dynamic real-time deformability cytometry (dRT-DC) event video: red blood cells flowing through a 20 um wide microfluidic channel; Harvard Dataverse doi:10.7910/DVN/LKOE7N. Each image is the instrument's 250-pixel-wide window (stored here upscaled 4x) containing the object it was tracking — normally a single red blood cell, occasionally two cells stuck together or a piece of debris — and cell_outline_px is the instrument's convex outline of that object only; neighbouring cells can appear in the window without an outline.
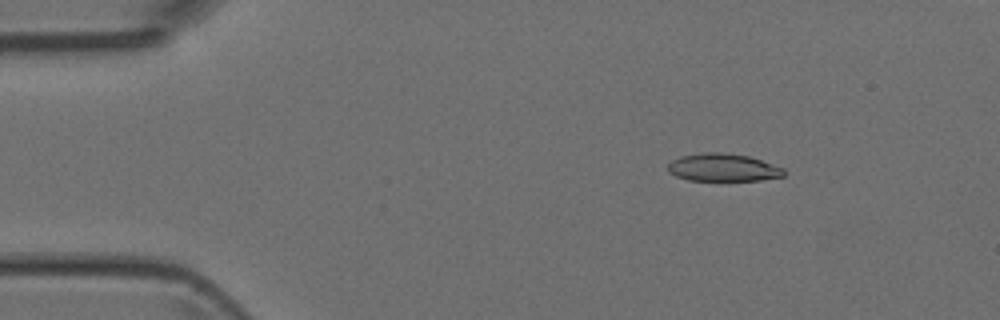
{"species": "Egyptian fruit bat (a non-hibernating species)", "species_latin": "Rousettus aegyptiacus", "temperature_condition": "room temperature", "stored_images_in_passage": 4, "segment_of_instrument_passage": [1, 2], "camera_frame_rate_fps": 3000, "um_per_image_px": 0.085, "animal": {"sex": "female"}, "frame": {"image": 1, "passage_image": 1, "time_ms": 0.0, "image_size_px": [1000, 320], "cell_outline_px": [[784, 176], [760, 180], [688, 180], [676, 176], [668, 172], [668, 164], [672, 160], [680, 156], [704, 152], [720, 152], [748, 156], [784, 168]], "centroid_in_image_um": [61.43, 14.23], "position_along_channel_um": 23.6, "area_um2": 18.61}}
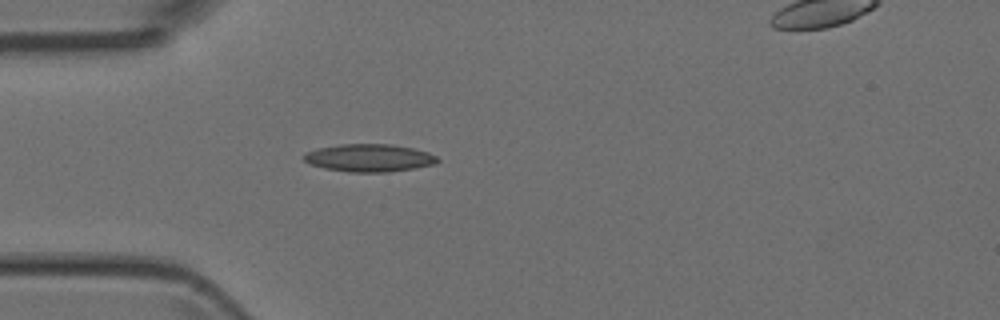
{"frame": {"image": 2, "passage_image": 3, "time_ms": 2.333, "image_size_px": [1000, 320], "cell_outline_px": [[440, 160], [436, 164], [416, 168], [388, 172], [348, 172], [324, 168], [308, 164], [304, 160], [304, 152], [316, 148], [340, 144], [392, 144], [412, 148], [428, 152], [436, 156]], "centroid_in_image_um": [31.37, 13.42], "position_along_channel_um": 53.6, "area_um2": 21.79}}